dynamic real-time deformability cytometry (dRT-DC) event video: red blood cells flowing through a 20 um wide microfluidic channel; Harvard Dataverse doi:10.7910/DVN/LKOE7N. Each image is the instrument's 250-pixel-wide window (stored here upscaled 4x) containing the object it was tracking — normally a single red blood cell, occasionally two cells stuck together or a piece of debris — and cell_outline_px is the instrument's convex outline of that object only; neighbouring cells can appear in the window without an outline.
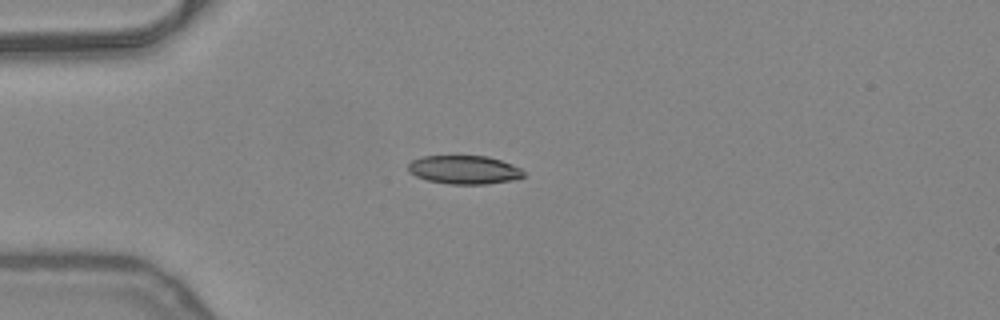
{"species": "common noctule bat (a hibernating species)", "species_latin": "Nyctalus noctula", "temperature_condition": "warm", "stored_images_in_passage": 8, "camera_frame_rate_fps": 3000, "um_per_image_px": 0.085, "animal": {"sex": "female", "body_mass_g": 24.6, "forearm_length_mm": 56.2}, "frame": {"image": 1, "passage_image": 1, "time_ms": 0.0, "image_size_px": [1000, 320], "cell_outline_px": [[524, 176], [512, 180], [488, 184], [448, 184], [428, 180], [416, 176], [408, 172], [408, 164], [412, 160], [424, 156], [488, 156], [512, 164], [520, 168], [524, 172]], "centroid_in_image_um": [39.45, 14.43], "position_along_channel_um": 45.6, "area_um2": 19.19}}
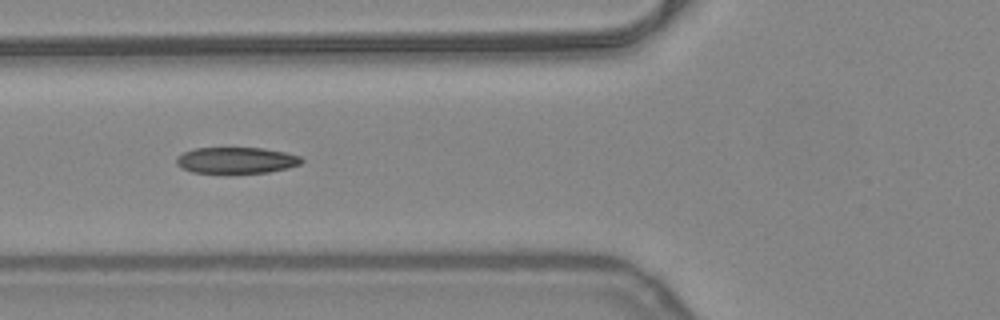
{"frame": {"image": 2, "passage_image": 7, "time_ms": 2.0, "image_size_px": [1000, 320], "cell_outline_px": [[304, 160], [300, 164], [288, 168], [268, 172], [236, 176], [228, 176], [192, 172], [180, 168], [176, 164], [176, 156], [184, 152], [196, 148], [264, 148], [284, 152], [300, 156]], "centroid_in_image_um": [20.04, 13.68], "position_along_channel_um": 105.8, "area_um2": 20.17}}